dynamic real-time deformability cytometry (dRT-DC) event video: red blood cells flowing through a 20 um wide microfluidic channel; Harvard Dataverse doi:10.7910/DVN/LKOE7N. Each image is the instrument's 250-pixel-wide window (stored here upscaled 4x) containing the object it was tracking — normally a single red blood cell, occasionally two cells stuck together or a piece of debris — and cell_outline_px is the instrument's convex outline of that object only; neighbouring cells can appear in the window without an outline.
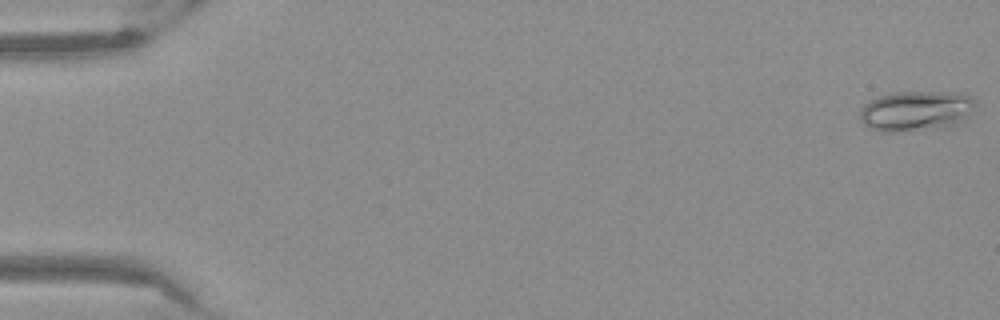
{"species": "Egyptian fruit bat (a non-hibernating species)", "species_latin": "Rousettus aegyptiacus", "temperature_condition": "warm", "stored_images_in_passage": 53, "camera_frame_rate_fps": 3000, "um_per_image_px": 0.085, "frame": {"image": 1, "passage_image": 1, "time_ms": 0.0, "image_size_px": [1000, 320], "cell_outline_px": [[976, 104], [964, 120], [960, 124], [948, 128], [892, 132], [880, 132], [868, 128], [860, 120], [860, 112], [864, 104], [868, 100], [892, 92], [960, 92], [972, 96], [976, 100]], "centroid_in_image_um": [77.88, 9.44], "position_along_channel_um": 7.1, "area_um2": 27.74}}
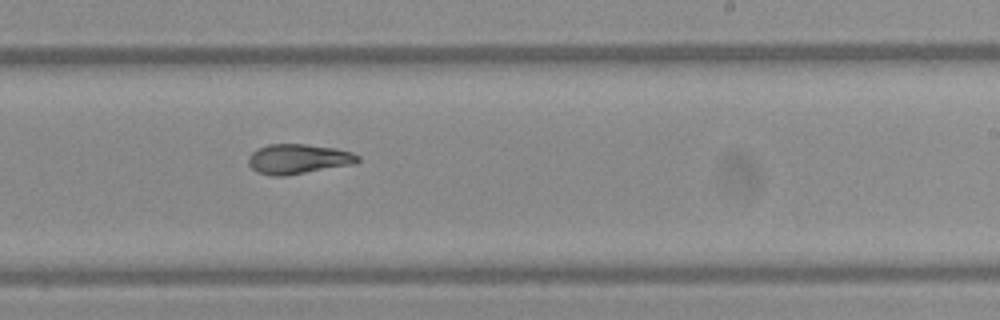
{"frame": {"image": 2, "passage_image": 33, "time_ms": 10.667, "image_size_px": [1000, 320], "cell_outline_px": [[360, 160], [356, 164], [284, 176], [272, 176], [256, 172], [248, 164], [248, 156], [252, 152], [268, 144], [304, 144], [336, 148], [352, 152], [360, 156]], "centroid_in_image_um": [25.37, 13.52], "position_along_channel_um": 263.6, "area_um2": 19.19}}
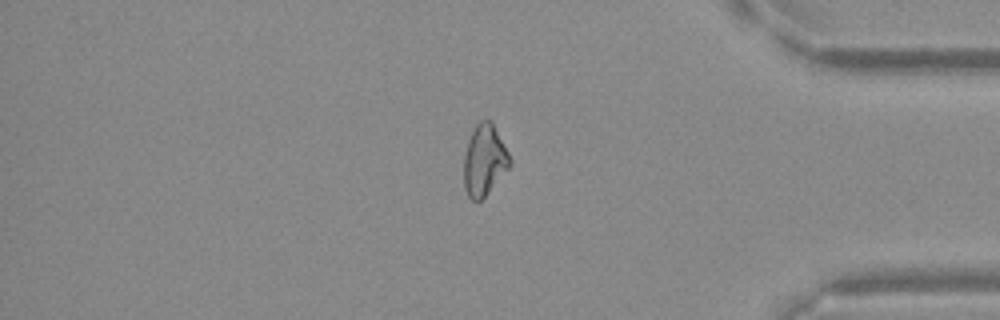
{"frame": {"image": 3, "passage_image": 45, "time_ms": 14.667, "image_size_px": [1000, 320], "cell_outline_px": [[512, 164], [484, 196], [480, 200], [472, 200], [468, 196], [464, 188], [464, 156], [468, 140], [476, 124], [480, 120], [492, 120], [512, 160]], "centroid_in_image_um": [41.17, 13.59], "position_along_channel_um": 394.0, "area_um2": 18.9}}